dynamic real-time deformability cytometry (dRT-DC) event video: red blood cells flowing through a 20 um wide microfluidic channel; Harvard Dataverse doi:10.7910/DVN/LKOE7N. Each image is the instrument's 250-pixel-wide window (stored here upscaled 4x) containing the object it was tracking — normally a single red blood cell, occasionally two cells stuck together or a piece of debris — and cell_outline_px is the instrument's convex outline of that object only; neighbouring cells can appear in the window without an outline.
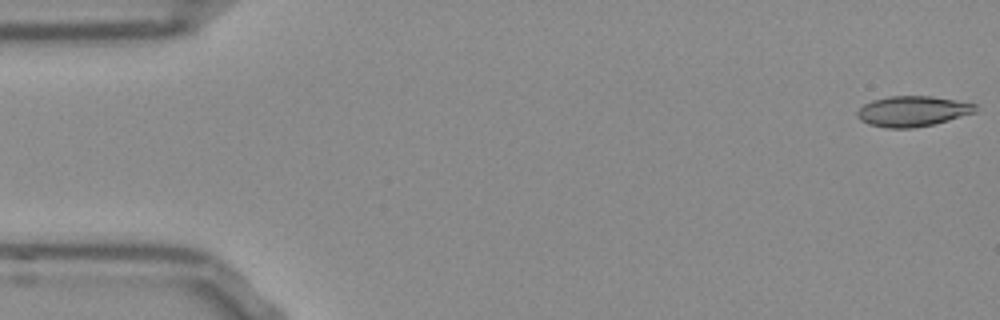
{"species": "Egyptian fruit bat (a non-hibernating species)", "species_latin": "Rousettus aegyptiacus", "temperature_condition": "room temperature", "stored_images_in_passage": 52, "camera_frame_rate_fps": 3000, "um_per_image_px": 0.085, "frame": {"image": 1, "passage_image": 1, "time_ms": 0.0, "image_size_px": [1000, 320], "cell_outline_px": [[976, 112], [948, 120], [932, 124], [912, 128], [888, 128], [868, 124], [860, 120], [856, 116], [856, 112], [864, 104], [872, 100], [888, 96], [932, 96], [976, 104]], "centroid_in_image_um": [77.53, 9.45], "position_along_channel_um": 7.5, "area_um2": 20.87}}
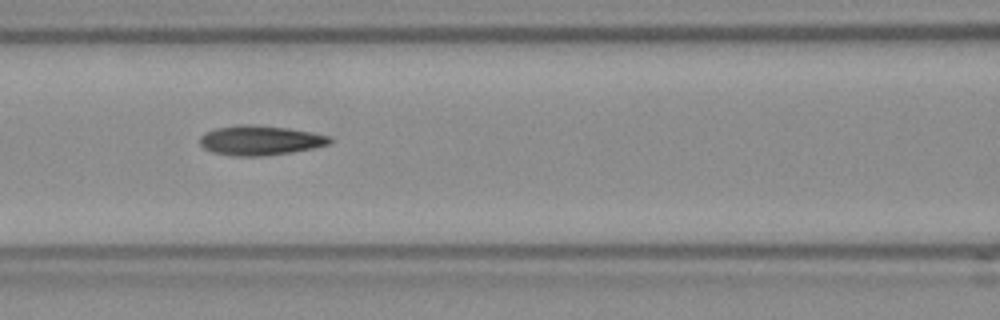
{"frame": {"image": 2, "passage_image": 22, "time_ms": 7.0, "image_size_px": [1000, 320], "cell_outline_px": [[332, 140], [328, 144], [312, 148], [292, 152], [260, 156], [236, 156], [212, 152], [204, 148], [200, 144], [200, 136], [204, 132], [216, 128], [244, 124], [288, 128], [312, 132], [328, 136]], "centroid_in_image_um": [22.08, 11.93], "position_along_channel_um": 144.5, "area_um2": 22.2}}
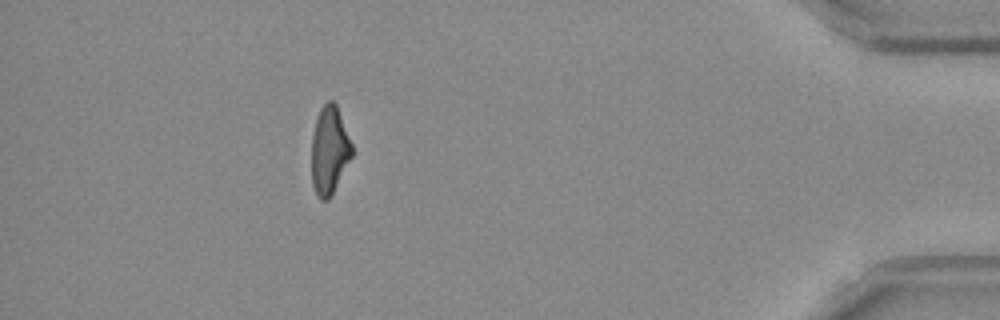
{"frame": {"image": 3, "passage_image": 47, "time_ms": 15.333, "image_size_px": [1000, 320], "cell_outline_px": [[352, 156], [328, 200], [320, 200], [312, 184], [312, 136], [316, 116], [320, 108], [328, 100], [332, 100], [336, 104], [352, 144]], "centroid_in_image_um": [27.99, 12.74], "position_along_channel_um": 407.2, "area_um2": 20.46}, "authors_computed_cell_mechanics": {"area_um2": 21.4149, "velocity_mm_per_s": 3.837, "shape_relaxation_time_tau1_ms": null, "shape_relaxation_time_tau2_ms": 3.8418, "deformation_change_tau1": null, "deformation_change_tau2": 0.1226}}